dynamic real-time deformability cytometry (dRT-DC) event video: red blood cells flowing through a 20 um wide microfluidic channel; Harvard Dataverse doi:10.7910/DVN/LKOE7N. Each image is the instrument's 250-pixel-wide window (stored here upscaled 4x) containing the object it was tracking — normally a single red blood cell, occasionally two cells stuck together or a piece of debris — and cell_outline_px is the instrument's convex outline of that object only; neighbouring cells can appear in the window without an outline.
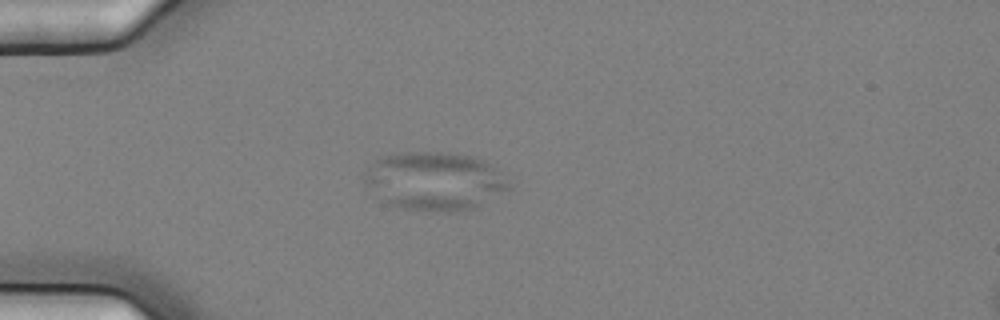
{"species": "common noctule bat (a hibernating species)", "species_latin": "Nyctalus noctula", "temperature_condition": "cold", "stored_images_in_passage": 5, "camera_frame_rate_fps": 3000, "um_per_image_px": 0.085, "animal": {"sex": "female", "body_mass_g": 25.1}, "frame": {"image": 1, "passage_image": 5, "time_ms": 1.333, "image_size_px": [1000, 320], "cell_outline_px": [[512, 188], [472, 208], [456, 212], [432, 212], [404, 208], [388, 204], [364, 184], [360, 176], [376, 160], [384, 156], [408, 152], [448, 152], [472, 156], [484, 160], [496, 168]], "centroid_in_image_um": [36.91, 15.39], "position_along_channel_um": 48.1, "area_um2": 49.01}}